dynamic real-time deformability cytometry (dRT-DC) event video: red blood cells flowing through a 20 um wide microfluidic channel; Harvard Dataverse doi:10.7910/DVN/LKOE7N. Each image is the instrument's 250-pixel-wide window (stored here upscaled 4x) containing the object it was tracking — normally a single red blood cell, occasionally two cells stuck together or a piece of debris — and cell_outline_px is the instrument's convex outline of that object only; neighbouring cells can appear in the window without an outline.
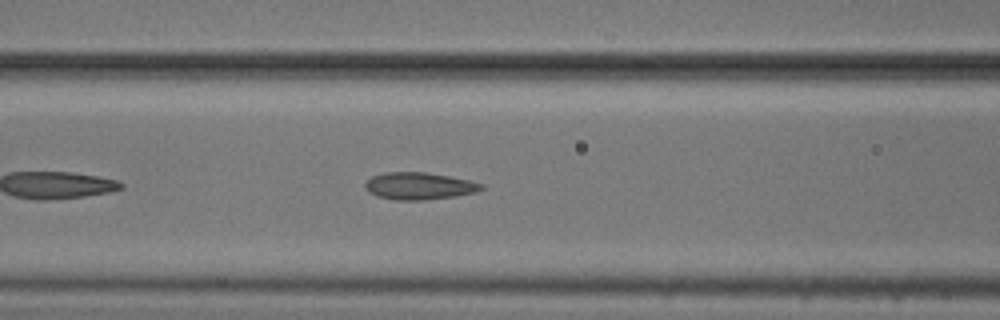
{"species": "common noctule bat (a hibernating species)", "species_latin": "Nyctalus noctula", "temperature_condition": "cold", "stored_images_in_passage": 30, "camera_frame_rate_fps": 3000, "um_per_image_px": 0.085, "animal": {"sex": "male", "body_mass_g": 20.5, "forearm_length_mm": 52.5}, "frame": {"image": 1, "passage_image": 9, "time_ms": 2.667, "image_size_px": [1000, 320], "cell_outline_px": [[484, 188], [476, 192], [456, 196], [424, 200], [396, 200], [380, 196], [368, 192], [364, 188], [364, 184], [372, 176], [384, 172], [424, 172], [448, 176], [468, 180], [484, 184]], "centroid_in_image_um": [35.62, 15.81], "position_along_channel_um": 131.0, "area_um2": 18.32}}
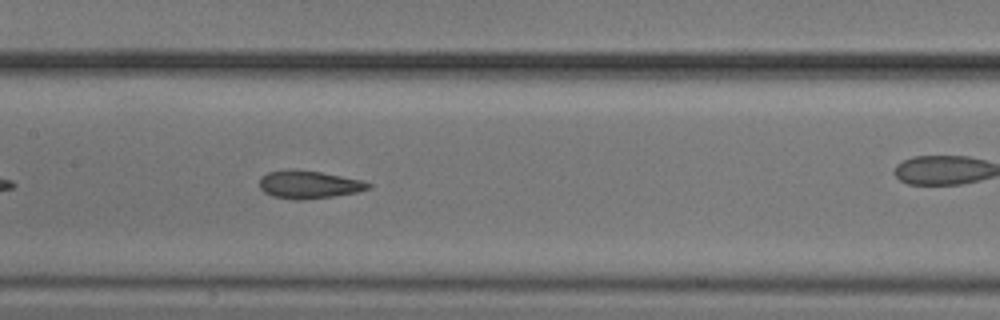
{"frame": {"image": 2, "passage_image": 13, "time_ms": 4.0, "image_size_px": [1000, 320], "cell_outline_px": [[372, 188], [356, 192], [332, 196], [300, 200], [296, 200], [272, 196], [264, 192], [260, 188], [260, 176], [268, 172], [320, 172], [360, 180], [372, 184]], "centroid_in_image_um": [26.27, 15.73], "position_along_channel_um": 181.1, "area_um2": 16.88}}
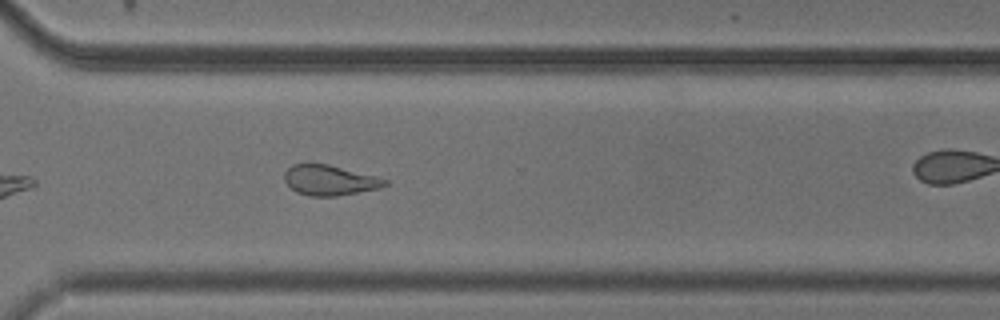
{"frame": {"image": 3, "passage_image": 26, "time_ms": 8.333, "image_size_px": [1000, 320], "cell_outline_px": [[388, 184], [380, 188], [336, 196], [308, 196], [296, 192], [284, 180], [284, 172], [292, 164], [308, 160], [328, 164], [376, 176], [388, 180]], "centroid_in_image_um": [27.97, 15.28], "position_along_channel_um": 342.6, "area_um2": 18.15}}